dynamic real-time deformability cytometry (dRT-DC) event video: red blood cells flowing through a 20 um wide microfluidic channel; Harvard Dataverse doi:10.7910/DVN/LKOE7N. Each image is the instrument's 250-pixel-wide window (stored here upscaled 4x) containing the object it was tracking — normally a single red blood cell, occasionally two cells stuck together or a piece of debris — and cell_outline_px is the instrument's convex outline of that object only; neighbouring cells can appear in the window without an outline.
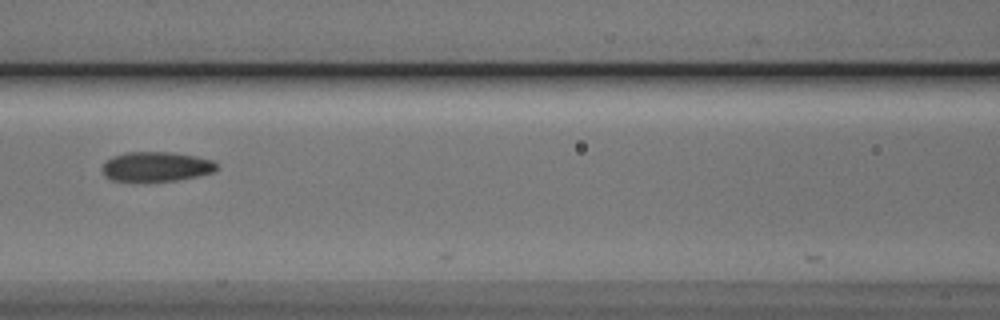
{"species": "Egyptian fruit bat (a non-hibernating species)", "species_latin": "Rousettus aegyptiacus", "temperature_condition": "cold", "stored_images_in_passage": 5, "camera_frame_rate_fps": 3000, "um_per_image_px": 0.085, "animal": {"sex": "male"}, "frame": {"image": 1, "passage_image": 4, "time_ms": 1.0, "image_size_px": [1000, 320], "cell_outline_px": [[216, 168], [212, 172], [196, 176], [176, 180], [112, 180], [104, 176], [100, 168], [104, 160], [112, 156], [124, 152], [172, 152], [196, 156], [212, 160], [216, 164]], "centroid_in_image_um": [13.2, 14.13], "position_along_channel_um": 153.4, "area_um2": 19.65}}